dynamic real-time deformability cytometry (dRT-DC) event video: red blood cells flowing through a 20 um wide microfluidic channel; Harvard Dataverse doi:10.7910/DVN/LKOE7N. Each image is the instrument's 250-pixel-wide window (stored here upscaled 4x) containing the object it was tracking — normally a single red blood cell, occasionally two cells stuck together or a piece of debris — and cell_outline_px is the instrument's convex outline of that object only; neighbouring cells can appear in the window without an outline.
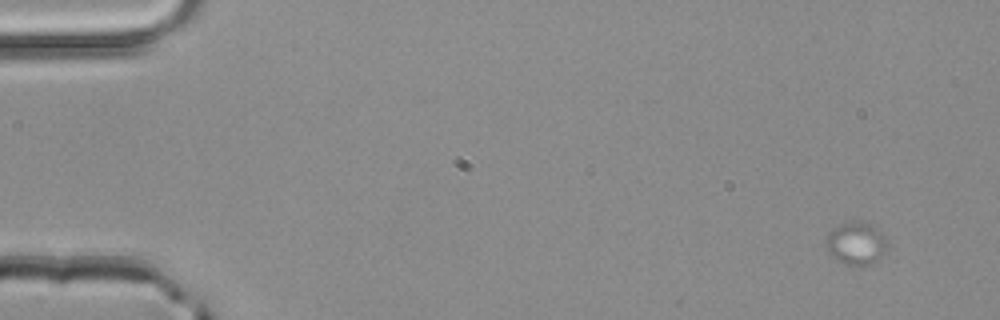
{"species": "common noctule bat (a hibernating species)", "species_latin": "Nyctalus noctula", "temperature_condition": "room temperature", "stored_images_in_passage": 4, "camera_frame_rate_fps": 3000, "um_per_image_px": 0.085, "animal": {"sex": "male", "body_mass_g": 20.4}, "frame": {"image": 1, "passage_image": 1, "time_ms": 0.0, "image_size_px": [1000, 320], "cell_outline_px": [[884, 248], [880, 256], [876, 260], [868, 264], [848, 264], [832, 256], [828, 252], [824, 244], [824, 240], [828, 232], [832, 228], [840, 224], [852, 220], [860, 220], [872, 224], [884, 236]], "centroid_in_image_um": [72.68, 20.61], "position_along_channel_um": 12.3, "area_um2": 14.91}}